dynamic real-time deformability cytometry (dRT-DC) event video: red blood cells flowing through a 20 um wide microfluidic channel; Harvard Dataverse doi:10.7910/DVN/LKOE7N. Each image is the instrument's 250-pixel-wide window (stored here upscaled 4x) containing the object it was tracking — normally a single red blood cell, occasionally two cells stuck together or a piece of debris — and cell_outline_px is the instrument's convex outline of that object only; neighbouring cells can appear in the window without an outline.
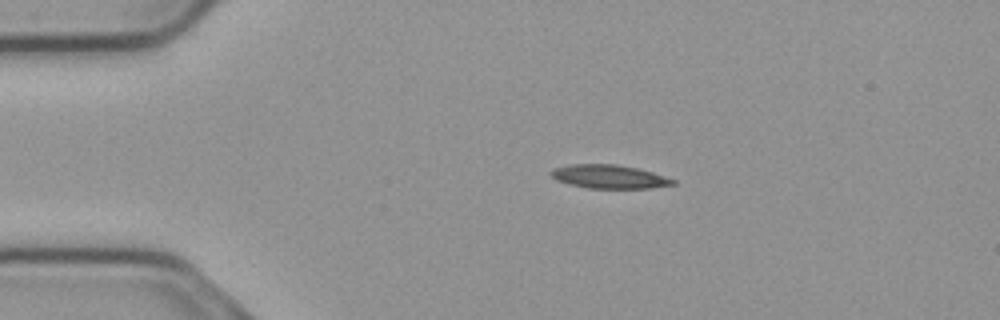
{"species": "common noctule bat (a hibernating species)", "species_latin": "Nyctalus noctula", "temperature_condition": "cold", "stored_images_in_passage": 50, "camera_frame_rate_fps": 3000, "um_per_image_px": 0.085, "animal": {"sex": "male", "body_mass_g": 23.1, "forearm_length_mm": 52.7}, "frame": {"image": 1, "passage_image": 6, "time_ms": 1.667, "image_size_px": [1000, 320], "cell_outline_px": [[676, 184], [652, 188], [588, 188], [568, 184], [556, 180], [548, 172], [552, 168], [572, 164], [616, 164], [636, 168], [652, 172], [676, 180]], "centroid_in_image_um": [51.75, 15.01], "position_along_channel_um": 33.2, "area_um2": 16.82}}
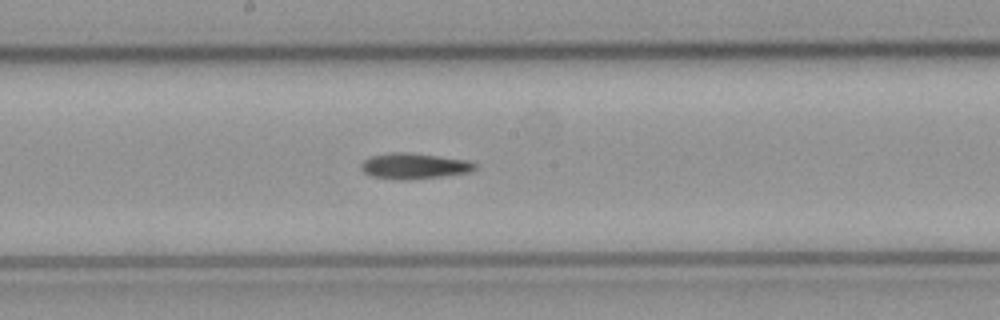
{"frame": {"image": 2, "passage_image": 24, "time_ms": 7.667, "image_size_px": [1000, 320], "cell_outline_px": [[476, 168], [472, 172], [444, 176], [404, 180], [400, 180], [372, 176], [364, 172], [360, 168], [360, 164], [364, 160], [372, 156], [392, 152], [404, 152], [468, 160], [476, 164]], "centroid_in_image_um": [35.21, 14.12], "position_along_channel_um": 213.0, "area_um2": 16.99}}
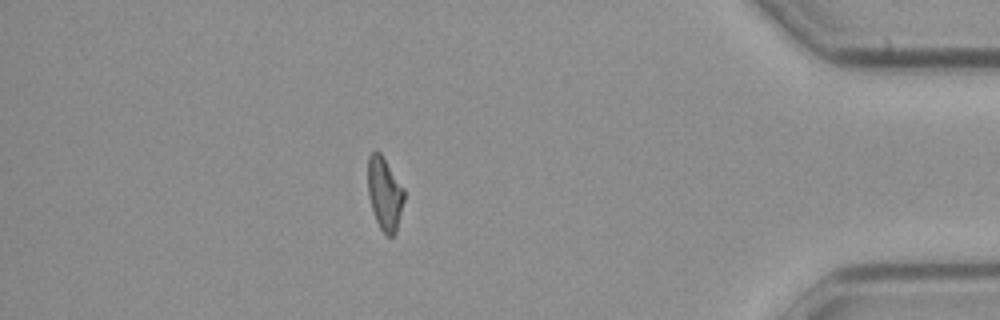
{"frame": {"image": 3, "passage_image": 43, "time_ms": 14.0, "image_size_px": [1000, 320], "cell_outline_px": [[404, 200], [396, 232], [392, 236], [388, 236], [380, 228], [376, 220], [368, 196], [368, 156], [376, 148], [380, 152], [404, 188]], "centroid_in_image_um": [32.69, 16.43], "position_along_channel_um": 402.5, "area_um2": 15.37}}